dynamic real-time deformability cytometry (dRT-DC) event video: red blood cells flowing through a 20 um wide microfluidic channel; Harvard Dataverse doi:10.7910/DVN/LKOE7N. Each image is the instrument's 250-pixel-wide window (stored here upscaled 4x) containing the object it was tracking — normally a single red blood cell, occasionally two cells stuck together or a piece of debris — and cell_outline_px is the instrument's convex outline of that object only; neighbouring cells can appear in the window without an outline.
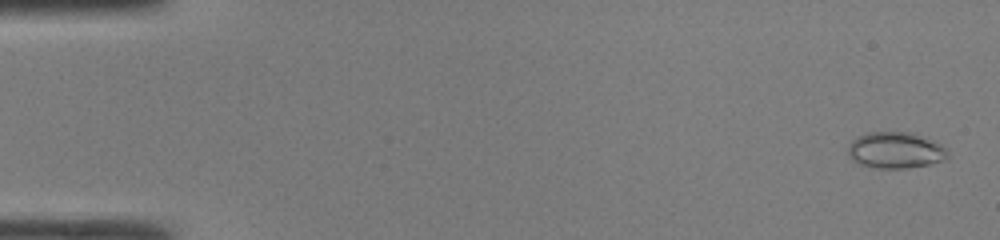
{"species": "common noctule bat (a hibernating species)", "species_latin": "Nyctalus noctula", "temperature_condition": "room temperature", "stored_images_in_passage": 48, "camera_frame_rate_fps": 3000, "um_per_image_px": 0.085, "animal": {"sex": "male", "body_mass_g": 19.0, "forearm_length_mm": 50.8}, "frame": {"image": 1, "passage_image": 2, "time_ms": 0.333, "image_size_px": [1000, 240], "cell_outline_px": [[948, 156], [944, 160], [928, 164], [908, 168], [876, 168], [860, 164], [852, 160], [848, 152], [848, 144], [856, 136], [868, 132], [912, 132], [936, 140], [948, 148]], "centroid_in_image_um": [76.14, 12.75], "position_along_channel_um": 8.9, "area_um2": 21.44}}
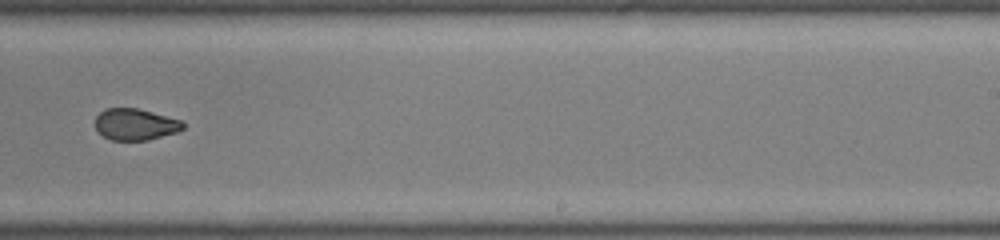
{"frame": {"image": 2, "passage_image": 31, "time_ms": 10.0, "image_size_px": [1000, 240], "cell_outline_px": [[184, 128], [176, 132], [148, 140], [112, 140], [96, 132], [96, 116], [104, 108], [136, 108], [152, 112], [180, 120], [184, 124]], "centroid_in_image_um": [11.47, 10.57], "position_along_channel_um": 277.5, "area_um2": 16.01}}
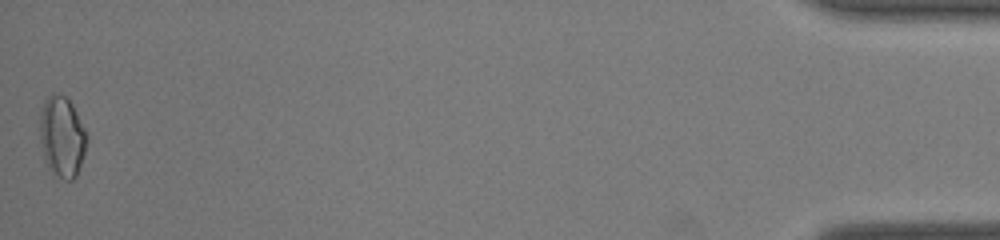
{"frame": {"image": 3, "passage_image": 48, "time_ms": 15.667, "image_size_px": [1000, 240], "cell_outline_px": [[88, 140], [76, 176], [72, 180], [64, 180], [52, 176], [44, 160], [40, 140], [40, 116], [44, 100], [48, 96], [64, 96], [72, 104], [88, 136]], "centroid_in_image_um": [5.26, 11.69], "position_along_channel_um": 429.9, "area_um2": 22.02}, "authors_computed_cell_mechanics": {"area_um2": 17.918, "velocity_mm_per_s": 4.3076, "shape_relaxation_time_tau1_ms": null, "shape_relaxation_time_tau2_ms": 1.0169, "deformation_change_tau1": null, "deformation_change_tau2": 0.0503}}